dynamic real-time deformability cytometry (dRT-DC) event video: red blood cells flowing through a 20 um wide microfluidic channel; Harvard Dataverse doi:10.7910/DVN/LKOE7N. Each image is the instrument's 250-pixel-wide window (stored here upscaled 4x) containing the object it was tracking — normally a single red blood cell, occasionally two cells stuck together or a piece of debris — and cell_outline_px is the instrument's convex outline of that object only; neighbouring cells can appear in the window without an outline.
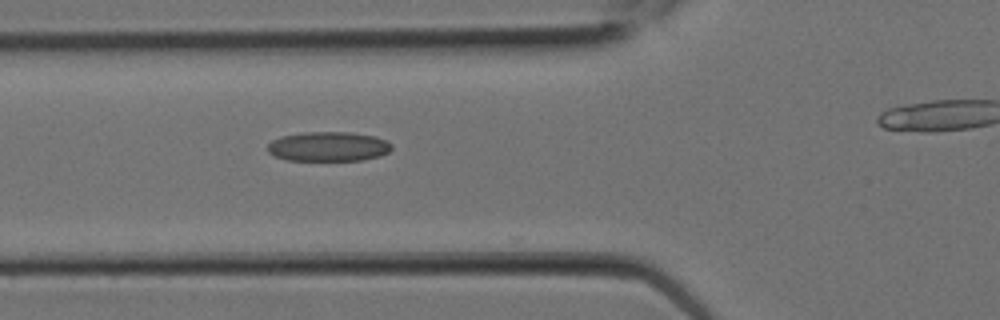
{"species": "Egyptian fruit bat (a non-hibernating species)", "species_latin": "Rousettus aegyptiacus", "temperature_condition": "room temperature", "stored_images_in_passage": 9, "camera_frame_rate_fps": 3000, "um_per_image_px": 0.085, "animal": {"sex": "female"}, "frame": {"image": 1, "passage_image": 8, "time_ms": 2.333, "image_size_px": [1000, 320], "cell_outline_px": [[392, 148], [388, 152], [380, 156], [360, 160], [288, 160], [276, 156], [268, 152], [268, 144], [272, 140], [280, 136], [300, 132], [348, 132], [372, 136], [384, 140], [392, 144]], "centroid_in_image_um": [27.88, 12.45], "position_along_channel_um": 97.9, "area_um2": 21.27}}